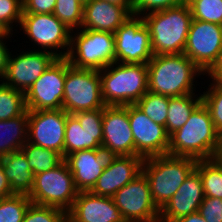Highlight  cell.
Masks as SVG:
<instances>
[{
	"mask_svg": "<svg viewBox=\"0 0 222 222\" xmlns=\"http://www.w3.org/2000/svg\"><path fill=\"white\" fill-rule=\"evenodd\" d=\"M78 192L72 173L63 160L53 169L34 175L33 186L28 197L33 204L57 207L68 212Z\"/></svg>",
	"mask_w": 222,
	"mask_h": 222,
	"instance_id": "7",
	"label": "cell"
},
{
	"mask_svg": "<svg viewBox=\"0 0 222 222\" xmlns=\"http://www.w3.org/2000/svg\"><path fill=\"white\" fill-rule=\"evenodd\" d=\"M21 150L26 155L34 175L53 169L64 160L63 156L55 150L45 149L29 142Z\"/></svg>",
	"mask_w": 222,
	"mask_h": 222,
	"instance_id": "28",
	"label": "cell"
},
{
	"mask_svg": "<svg viewBox=\"0 0 222 222\" xmlns=\"http://www.w3.org/2000/svg\"><path fill=\"white\" fill-rule=\"evenodd\" d=\"M6 31L0 26V35L4 34Z\"/></svg>",
	"mask_w": 222,
	"mask_h": 222,
	"instance_id": "46",
	"label": "cell"
},
{
	"mask_svg": "<svg viewBox=\"0 0 222 222\" xmlns=\"http://www.w3.org/2000/svg\"><path fill=\"white\" fill-rule=\"evenodd\" d=\"M28 110L9 120H0V157L21 150L27 143Z\"/></svg>",
	"mask_w": 222,
	"mask_h": 222,
	"instance_id": "25",
	"label": "cell"
},
{
	"mask_svg": "<svg viewBox=\"0 0 222 222\" xmlns=\"http://www.w3.org/2000/svg\"><path fill=\"white\" fill-rule=\"evenodd\" d=\"M147 69L148 91L169 97L195 93L194 80L205 75L184 53L153 55Z\"/></svg>",
	"mask_w": 222,
	"mask_h": 222,
	"instance_id": "2",
	"label": "cell"
},
{
	"mask_svg": "<svg viewBox=\"0 0 222 222\" xmlns=\"http://www.w3.org/2000/svg\"><path fill=\"white\" fill-rule=\"evenodd\" d=\"M71 32L66 59L78 69L102 70L116 62L114 33L80 28Z\"/></svg>",
	"mask_w": 222,
	"mask_h": 222,
	"instance_id": "6",
	"label": "cell"
},
{
	"mask_svg": "<svg viewBox=\"0 0 222 222\" xmlns=\"http://www.w3.org/2000/svg\"><path fill=\"white\" fill-rule=\"evenodd\" d=\"M23 13H53L56 0H22Z\"/></svg>",
	"mask_w": 222,
	"mask_h": 222,
	"instance_id": "39",
	"label": "cell"
},
{
	"mask_svg": "<svg viewBox=\"0 0 222 222\" xmlns=\"http://www.w3.org/2000/svg\"><path fill=\"white\" fill-rule=\"evenodd\" d=\"M27 111L25 93L0 83V120H9Z\"/></svg>",
	"mask_w": 222,
	"mask_h": 222,
	"instance_id": "29",
	"label": "cell"
},
{
	"mask_svg": "<svg viewBox=\"0 0 222 222\" xmlns=\"http://www.w3.org/2000/svg\"><path fill=\"white\" fill-rule=\"evenodd\" d=\"M222 51V25L192 19L184 54L206 75Z\"/></svg>",
	"mask_w": 222,
	"mask_h": 222,
	"instance_id": "10",
	"label": "cell"
},
{
	"mask_svg": "<svg viewBox=\"0 0 222 222\" xmlns=\"http://www.w3.org/2000/svg\"><path fill=\"white\" fill-rule=\"evenodd\" d=\"M14 195L10 188V183L3 172V165L0 162V199Z\"/></svg>",
	"mask_w": 222,
	"mask_h": 222,
	"instance_id": "41",
	"label": "cell"
},
{
	"mask_svg": "<svg viewBox=\"0 0 222 222\" xmlns=\"http://www.w3.org/2000/svg\"><path fill=\"white\" fill-rule=\"evenodd\" d=\"M195 170L200 174L205 197L222 199V156L198 160Z\"/></svg>",
	"mask_w": 222,
	"mask_h": 222,
	"instance_id": "27",
	"label": "cell"
},
{
	"mask_svg": "<svg viewBox=\"0 0 222 222\" xmlns=\"http://www.w3.org/2000/svg\"><path fill=\"white\" fill-rule=\"evenodd\" d=\"M31 203L28 195L25 194H14L0 199V222H23Z\"/></svg>",
	"mask_w": 222,
	"mask_h": 222,
	"instance_id": "32",
	"label": "cell"
},
{
	"mask_svg": "<svg viewBox=\"0 0 222 222\" xmlns=\"http://www.w3.org/2000/svg\"><path fill=\"white\" fill-rule=\"evenodd\" d=\"M68 212L63 209L31 203L23 222H67Z\"/></svg>",
	"mask_w": 222,
	"mask_h": 222,
	"instance_id": "35",
	"label": "cell"
},
{
	"mask_svg": "<svg viewBox=\"0 0 222 222\" xmlns=\"http://www.w3.org/2000/svg\"><path fill=\"white\" fill-rule=\"evenodd\" d=\"M24 51L19 54L16 52L17 55L10 52L5 75L0 81L25 93L57 57L36 49Z\"/></svg>",
	"mask_w": 222,
	"mask_h": 222,
	"instance_id": "16",
	"label": "cell"
},
{
	"mask_svg": "<svg viewBox=\"0 0 222 222\" xmlns=\"http://www.w3.org/2000/svg\"><path fill=\"white\" fill-rule=\"evenodd\" d=\"M209 88L202 94V102L209 109L216 130L222 136V81L210 79Z\"/></svg>",
	"mask_w": 222,
	"mask_h": 222,
	"instance_id": "34",
	"label": "cell"
},
{
	"mask_svg": "<svg viewBox=\"0 0 222 222\" xmlns=\"http://www.w3.org/2000/svg\"><path fill=\"white\" fill-rule=\"evenodd\" d=\"M197 96V97H196ZM202 103V94L169 97L166 131L170 136L188 121L192 112Z\"/></svg>",
	"mask_w": 222,
	"mask_h": 222,
	"instance_id": "26",
	"label": "cell"
},
{
	"mask_svg": "<svg viewBox=\"0 0 222 222\" xmlns=\"http://www.w3.org/2000/svg\"><path fill=\"white\" fill-rule=\"evenodd\" d=\"M112 199L126 222H159L160 210L152 200L143 173L119 189Z\"/></svg>",
	"mask_w": 222,
	"mask_h": 222,
	"instance_id": "11",
	"label": "cell"
},
{
	"mask_svg": "<svg viewBox=\"0 0 222 222\" xmlns=\"http://www.w3.org/2000/svg\"><path fill=\"white\" fill-rule=\"evenodd\" d=\"M168 155L197 160L222 156V136L203 102L192 112L183 127L169 136Z\"/></svg>",
	"mask_w": 222,
	"mask_h": 222,
	"instance_id": "1",
	"label": "cell"
},
{
	"mask_svg": "<svg viewBox=\"0 0 222 222\" xmlns=\"http://www.w3.org/2000/svg\"><path fill=\"white\" fill-rule=\"evenodd\" d=\"M143 161L140 156H118L103 170L90 192L98 196L113 197L119 189L142 173Z\"/></svg>",
	"mask_w": 222,
	"mask_h": 222,
	"instance_id": "22",
	"label": "cell"
},
{
	"mask_svg": "<svg viewBox=\"0 0 222 222\" xmlns=\"http://www.w3.org/2000/svg\"><path fill=\"white\" fill-rule=\"evenodd\" d=\"M132 15L123 7L105 0H91L84 5L81 28L115 33Z\"/></svg>",
	"mask_w": 222,
	"mask_h": 222,
	"instance_id": "23",
	"label": "cell"
},
{
	"mask_svg": "<svg viewBox=\"0 0 222 222\" xmlns=\"http://www.w3.org/2000/svg\"><path fill=\"white\" fill-rule=\"evenodd\" d=\"M66 58H57L25 92L27 110L62 109Z\"/></svg>",
	"mask_w": 222,
	"mask_h": 222,
	"instance_id": "14",
	"label": "cell"
},
{
	"mask_svg": "<svg viewBox=\"0 0 222 222\" xmlns=\"http://www.w3.org/2000/svg\"><path fill=\"white\" fill-rule=\"evenodd\" d=\"M110 4L125 8L131 15H134V0H105Z\"/></svg>",
	"mask_w": 222,
	"mask_h": 222,
	"instance_id": "43",
	"label": "cell"
},
{
	"mask_svg": "<svg viewBox=\"0 0 222 222\" xmlns=\"http://www.w3.org/2000/svg\"><path fill=\"white\" fill-rule=\"evenodd\" d=\"M67 222H126L112 197L98 196L90 191L78 192Z\"/></svg>",
	"mask_w": 222,
	"mask_h": 222,
	"instance_id": "20",
	"label": "cell"
},
{
	"mask_svg": "<svg viewBox=\"0 0 222 222\" xmlns=\"http://www.w3.org/2000/svg\"><path fill=\"white\" fill-rule=\"evenodd\" d=\"M22 13V0H0V26L5 31L12 33L13 29L20 25Z\"/></svg>",
	"mask_w": 222,
	"mask_h": 222,
	"instance_id": "36",
	"label": "cell"
},
{
	"mask_svg": "<svg viewBox=\"0 0 222 222\" xmlns=\"http://www.w3.org/2000/svg\"><path fill=\"white\" fill-rule=\"evenodd\" d=\"M128 118L134 137V156L146 159L168 154L169 135L165 126L153 122L135 104L128 105Z\"/></svg>",
	"mask_w": 222,
	"mask_h": 222,
	"instance_id": "15",
	"label": "cell"
},
{
	"mask_svg": "<svg viewBox=\"0 0 222 222\" xmlns=\"http://www.w3.org/2000/svg\"><path fill=\"white\" fill-rule=\"evenodd\" d=\"M174 222H207V221L198 212H195L186 215L185 217L179 218Z\"/></svg>",
	"mask_w": 222,
	"mask_h": 222,
	"instance_id": "44",
	"label": "cell"
},
{
	"mask_svg": "<svg viewBox=\"0 0 222 222\" xmlns=\"http://www.w3.org/2000/svg\"><path fill=\"white\" fill-rule=\"evenodd\" d=\"M82 5L87 4L88 2H90L91 0H78Z\"/></svg>",
	"mask_w": 222,
	"mask_h": 222,
	"instance_id": "45",
	"label": "cell"
},
{
	"mask_svg": "<svg viewBox=\"0 0 222 222\" xmlns=\"http://www.w3.org/2000/svg\"><path fill=\"white\" fill-rule=\"evenodd\" d=\"M84 5L78 0H56L53 14L74 34L83 23Z\"/></svg>",
	"mask_w": 222,
	"mask_h": 222,
	"instance_id": "31",
	"label": "cell"
},
{
	"mask_svg": "<svg viewBox=\"0 0 222 222\" xmlns=\"http://www.w3.org/2000/svg\"><path fill=\"white\" fill-rule=\"evenodd\" d=\"M13 33L6 31L4 34L0 35V79L2 80L5 72H6V67L8 64V58L10 55V50L7 48L8 45L5 42L7 39L11 38ZM5 39V41H4ZM5 42V43H4Z\"/></svg>",
	"mask_w": 222,
	"mask_h": 222,
	"instance_id": "40",
	"label": "cell"
},
{
	"mask_svg": "<svg viewBox=\"0 0 222 222\" xmlns=\"http://www.w3.org/2000/svg\"><path fill=\"white\" fill-rule=\"evenodd\" d=\"M118 155L108 147L100 145L96 149L80 150L67 155L64 160L72 173L76 189L90 191L106 167Z\"/></svg>",
	"mask_w": 222,
	"mask_h": 222,
	"instance_id": "18",
	"label": "cell"
},
{
	"mask_svg": "<svg viewBox=\"0 0 222 222\" xmlns=\"http://www.w3.org/2000/svg\"><path fill=\"white\" fill-rule=\"evenodd\" d=\"M198 213L207 222H222V199L205 197L199 206Z\"/></svg>",
	"mask_w": 222,
	"mask_h": 222,
	"instance_id": "38",
	"label": "cell"
},
{
	"mask_svg": "<svg viewBox=\"0 0 222 222\" xmlns=\"http://www.w3.org/2000/svg\"><path fill=\"white\" fill-rule=\"evenodd\" d=\"M19 28L38 46L36 50L50 52L57 58L68 55L72 31L53 13H22Z\"/></svg>",
	"mask_w": 222,
	"mask_h": 222,
	"instance_id": "9",
	"label": "cell"
},
{
	"mask_svg": "<svg viewBox=\"0 0 222 222\" xmlns=\"http://www.w3.org/2000/svg\"><path fill=\"white\" fill-rule=\"evenodd\" d=\"M102 98L106 106L135 104L148 91L145 63H112L99 70Z\"/></svg>",
	"mask_w": 222,
	"mask_h": 222,
	"instance_id": "4",
	"label": "cell"
},
{
	"mask_svg": "<svg viewBox=\"0 0 222 222\" xmlns=\"http://www.w3.org/2000/svg\"><path fill=\"white\" fill-rule=\"evenodd\" d=\"M135 105L153 122L166 128L169 96L147 91Z\"/></svg>",
	"mask_w": 222,
	"mask_h": 222,
	"instance_id": "30",
	"label": "cell"
},
{
	"mask_svg": "<svg viewBox=\"0 0 222 222\" xmlns=\"http://www.w3.org/2000/svg\"><path fill=\"white\" fill-rule=\"evenodd\" d=\"M204 198L200 174L194 169L160 210L159 222H174L186 215L198 212Z\"/></svg>",
	"mask_w": 222,
	"mask_h": 222,
	"instance_id": "21",
	"label": "cell"
},
{
	"mask_svg": "<svg viewBox=\"0 0 222 222\" xmlns=\"http://www.w3.org/2000/svg\"><path fill=\"white\" fill-rule=\"evenodd\" d=\"M116 63H145L153 57L150 34L142 16L132 15L114 33Z\"/></svg>",
	"mask_w": 222,
	"mask_h": 222,
	"instance_id": "13",
	"label": "cell"
},
{
	"mask_svg": "<svg viewBox=\"0 0 222 222\" xmlns=\"http://www.w3.org/2000/svg\"><path fill=\"white\" fill-rule=\"evenodd\" d=\"M211 79L222 81V51L220 53L219 59L213 68L207 73Z\"/></svg>",
	"mask_w": 222,
	"mask_h": 222,
	"instance_id": "42",
	"label": "cell"
},
{
	"mask_svg": "<svg viewBox=\"0 0 222 222\" xmlns=\"http://www.w3.org/2000/svg\"><path fill=\"white\" fill-rule=\"evenodd\" d=\"M105 106L99 71L74 68L66 59L62 109L68 114H74L80 111L102 109Z\"/></svg>",
	"mask_w": 222,
	"mask_h": 222,
	"instance_id": "8",
	"label": "cell"
},
{
	"mask_svg": "<svg viewBox=\"0 0 222 222\" xmlns=\"http://www.w3.org/2000/svg\"><path fill=\"white\" fill-rule=\"evenodd\" d=\"M28 115L27 142L55 150L64 158L67 113L63 109L29 110Z\"/></svg>",
	"mask_w": 222,
	"mask_h": 222,
	"instance_id": "17",
	"label": "cell"
},
{
	"mask_svg": "<svg viewBox=\"0 0 222 222\" xmlns=\"http://www.w3.org/2000/svg\"><path fill=\"white\" fill-rule=\"evenodd\" d=\"M197 159L161 155L146 158L142 173L148 180L154 204L161 210L195 169Z\"/></svg>",
	"mask_w": 222,
	"mask_h": 222,
	"instance_id": "5",
	"label": "cell"
},
{
	"mask_svg": "<svg viewBox=\"0 0 222 222\" xmlns=\"http://www.w3.org/2000/svg\"><path fill=\"white\" fill-rule=\"evenodd\" d=\"M150 34L153 55L182 54L192 14L186 2L142 16Z\"/></svg>",
	"mask_w": 222,
	"mask_h": 222,
	"instance_id": "3",
	"label": "cell"
},
{
	"mask_svg": "<svg viewBox=\"0 0 222 222\" xmlns=\"http://www.w3.org/2000/svg\"><path fill=\"white\" fill-rule=\"evenodd\" d=\"M4 175L10 183L14 194L28 195L31 192L34 174L28 165L27 157L22 150L14 151L0 157Z\"/></svg>",
	"mask_w": 222,
	"mask_h": 222,
	"instance_id": "24",
	"label": "cell"
},
{
	"mask_svg": "<svg viewBox=\"0 0 222 222\" xmlns=\"http://www.w3.org/2000/svg\"><path fill=\"white\" fill-rule=\"evenodd\" d=\"M184 0H134V15L143 16L153 11L181 5Z\"/></svg>",
	"mask_w": 222,
	"mask_h": 222,
	"instance_id": "37",
	"label": "cell"
},
{
	"mask_svg": "<svg viewBox=\"0 0 222 222\" xmlns=\"http://www.w3.org/2000/svg\"><path fill=\"white\" fill-rule=\"evenodd\" d=\"M102 109L67 113L64 137V158L76 151L96 149L103 140Z\"/></svg>",
	"mask_w": 222,
	"mask_h": 222,
	"instance_id": "12",
	"label": "cell"
},
{
	"mask_svg": "<svg viewBox=\"0 0 222 222\" xmlns=\"http://www.w3.org/2000/svg\"><path fill=\"white\" fill-rule=\"evenodd\" d=\"M192 19L222 25V0H189Z\"/></svg>",
	"mask_w": 222,
	"mask_h": 222,
	"instance_id": "33",
	"label": "cell"
},
{
	"mask_svg": "<svg viewBox=\"0 0 222 222\" xmlns=\"http://www.w3.org/2000/svg\"><path fill=\"white\" fill-rule=\"evenodd\" d=\"M102 145L118 156H134V137L127 106H105Z\"/></svg>",
	"mask_w": 222,
	"mask_h": 222,
	"instance_id": "19",
	"label": "cell"
}]
</instances>
